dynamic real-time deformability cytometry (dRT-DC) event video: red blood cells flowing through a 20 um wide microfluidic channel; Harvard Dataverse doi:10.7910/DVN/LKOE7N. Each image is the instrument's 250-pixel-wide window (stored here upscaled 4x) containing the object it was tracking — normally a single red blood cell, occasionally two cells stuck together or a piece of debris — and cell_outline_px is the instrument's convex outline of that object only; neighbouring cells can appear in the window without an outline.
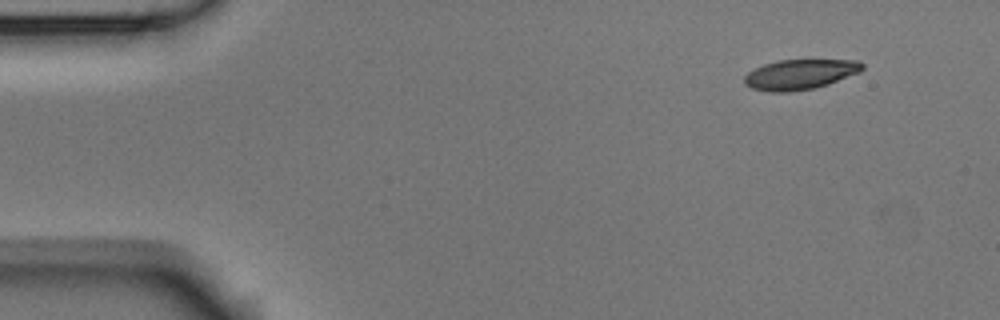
{"species": "Egyptian fruit bat (a non-hibernating species)", "species_latin": "Rousettus aegyptiacus", "temperature_condition": "room temperature", "stored_images_in_passage": 5, "segment_of_instrument_passage": [1, 2], "camera_frame_rate_fps": 3000, "um_per_image_px": 0.085, "animal": {"sex": "male"}, "frame": {"image": 1, "passage_image": 1, "time_ms": 0.0, "image_size_px": [1000, 320], "cell_outline_px": [[864, 68], [860, 72], [828, 84], [812, 88], [788, 92], [768, 92], [752, 88], [744, 84], [744, 76], [748, 72], [764, 64], [776, 60], [860, 60], [864, 64]], "centroid_in_image_um": [68.0, 6.32], "position_along_channel_um": 17.0, "area_um2": 20.69}}
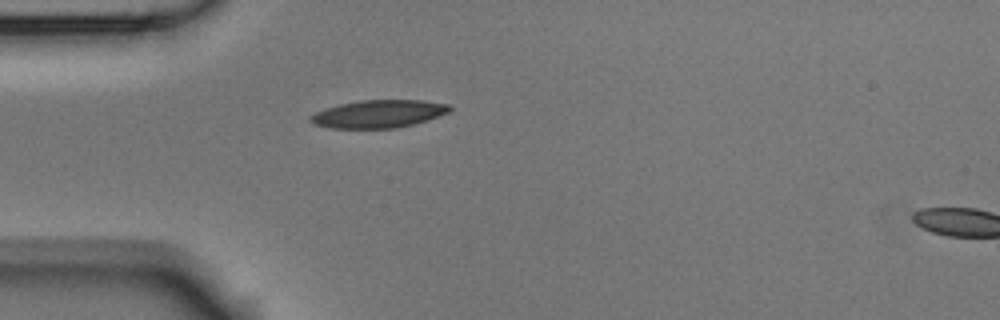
{"frame": {"image": 2, "passage_image": 4, "time_ms": 1.0, "image_size_px": [1000, 320], "cell_outline_px": [[452, 108], [448, 112], [412, 124], [396, 128], [332, 128], [312, 124], [308, 120], [308, 116], [324, 108], [340, 104], [360, 100], [424, 100], [448, 104]], "centroid_in_image_um": [32.1, 9.67], "position_along_channel_um": 52.9, "area_um2": 22.43}}